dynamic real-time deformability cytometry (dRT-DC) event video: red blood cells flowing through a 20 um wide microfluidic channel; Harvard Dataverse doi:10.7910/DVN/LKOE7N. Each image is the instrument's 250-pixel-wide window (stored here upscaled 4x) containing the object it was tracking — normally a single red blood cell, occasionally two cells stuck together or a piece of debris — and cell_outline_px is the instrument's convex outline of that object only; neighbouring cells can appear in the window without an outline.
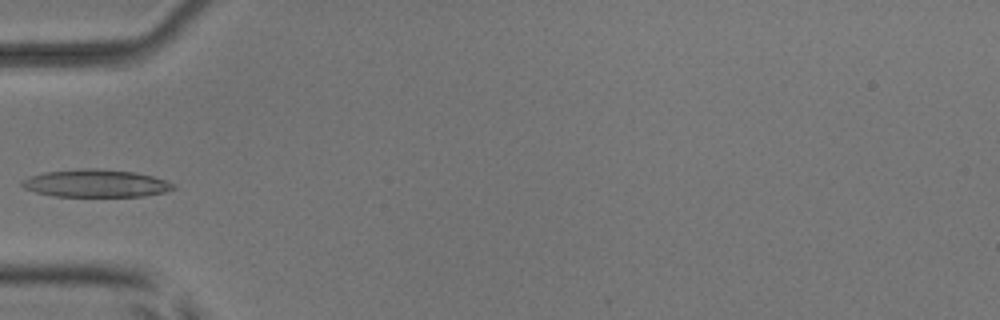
{"species": "common noctule bat (a hibernating species)", "species_latin": "Nyctalus noctula", "temperature_condition": "room temperature", "stored_images_in_passage": 6, "camera_frame_rate_fps": 3000, "um_per_image_px": 0.085, "animal": {"sex": "male", "body_mass_g": 17.9, "forearm_length_mm": 54.2}, "frame": {"image": 1, "passage_image": 6, "time_ms": 1.667, "image_size_px": [1000, 320], "cell_outline_px": [[176, 188], [164, 192], [144, 196], [52, 196], [36, 192], [24, 188], [20, 184], [20, 180], [44, 172], [80, 168], [96, 168], [136, 172], [152, 176], [164, 180], [172, 184]], "centroid_in_image_um": [8.11, 15.58], "position_along_channel_um": 76.9, "area_um2": 24.33}}